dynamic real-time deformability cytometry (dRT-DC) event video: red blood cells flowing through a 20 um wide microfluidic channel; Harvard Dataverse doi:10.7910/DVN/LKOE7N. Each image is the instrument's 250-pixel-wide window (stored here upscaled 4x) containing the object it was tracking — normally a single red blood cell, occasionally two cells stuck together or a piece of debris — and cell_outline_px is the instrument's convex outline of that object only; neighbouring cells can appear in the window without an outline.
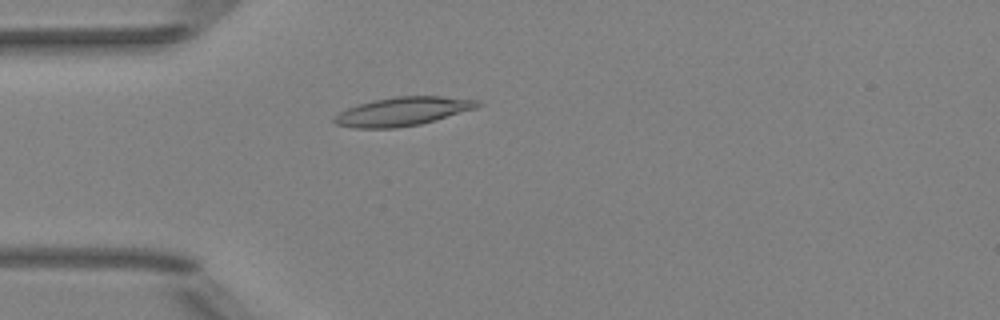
{"species": "Egyptian fruit bat (a non-hibernating species)", "species_latin": "Rousettus aegyptiacus", "temperature_condition": "room temperature", "stored_images_in_passage": 33, "camera_frame_rate_fps": 3000, "um_per_image_px": 0.085, "animal": {"sex": "female"}, "frame": {"image": 1, "passage_image": 1, "time_ms": 0.0, "image_size_px": [1000, 320], "cell_outline_px": [[484, 104], [476, 108], [420, 124], [396, 128], [352, 128], [336, 124], [332, 120], [332, 116], [356, 104], [396, 96], [440, 96], [480, 100]], "centroid_in_image_um": [34.21, 9.47], "position_along_channel_um": 50.8, "area_um2": 23.93}}
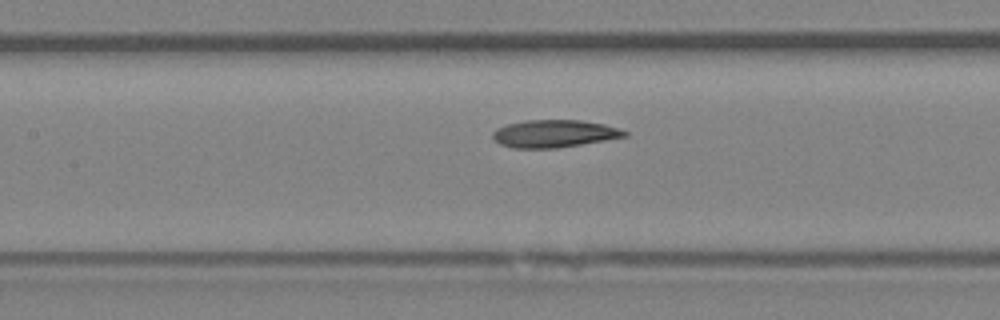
{"frame": {"image": 2, "passage_image": 10, "time_ms": 3.0, "image_size_px": [1000, 320], "cell_outline_px": [[628, 136], [556, 148], [512, 148], [500, 144], [492, 136], [492, 132], [496, 128], [508, 124], [524, 120], [580, 120], [604, 124], [628, 132]], "centroid_in_image_um": [47.07, 11.35], "position_along_channel_um": 160.3, "area_um2": 20.98}}
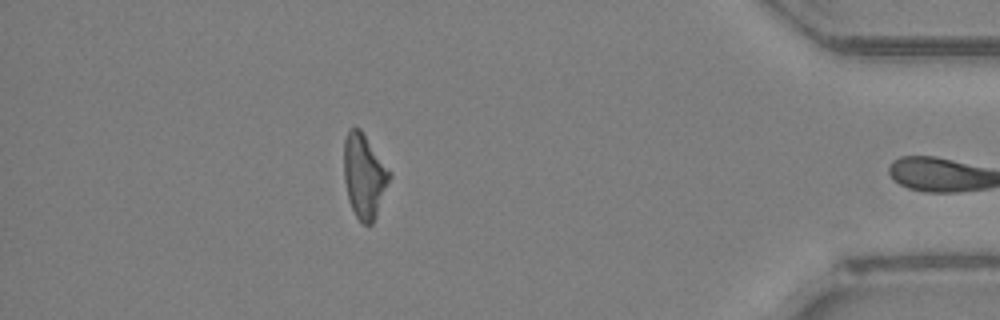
{"frame": {"image": 3, "passage_image": 32, "time_ms": 10.333, "image_size_px": [1000, 320], "cell_outline_px": [[392, 176], [376, 216], [372, 224], [364, 224], [356, 216], [348, 200], [344, 180], [344, 140], [348, 128], [360, 128], [392, 172]], "centroid_in_image_um": [30.97, 14.93], "position_along_channel_um": 404.2, "area_um2": 22.54}, "authors_computed_cell_mechanics": {"area_um2": 22.0796, "velocity_mm_per_s": 3.9832, "shape_relaxation_time_tau1_ms": 2.6865, "shape_relaxation_time_tau2_ms": null, "deformation_change_tau1": 0.1031, "deformation_change_tau2": null}}